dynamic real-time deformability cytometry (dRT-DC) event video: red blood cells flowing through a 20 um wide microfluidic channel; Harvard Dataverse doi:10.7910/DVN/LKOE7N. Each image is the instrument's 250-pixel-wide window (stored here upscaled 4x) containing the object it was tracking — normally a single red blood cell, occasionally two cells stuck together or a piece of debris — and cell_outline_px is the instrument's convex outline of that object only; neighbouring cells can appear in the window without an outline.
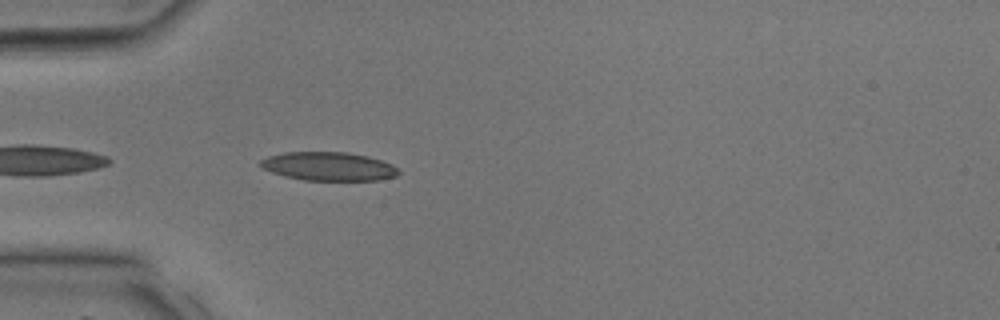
{"species": "common noctule bat (a hibernating species)", "species_latin": "Nyctalus noctula", "temperature_condition": "room temperature", "stored_images_in_passage": 23, "camera_frame_rate_fps": 3000, "um_per_image_px": 0.085, "animal": {"sex": "male", "body_mass_g": 17.9, "forearm_length_mm": 54.2}, "frame": {"image": 1, "passage_image": 1, "time_ms": 0.0, "image_size_px": [1000, 320], "cell_outline_px": [[400, 172], [396, 176], [380, 180], [304, 180], [284, 176], [272, 172], [264, 168], [260, 164], [260, 160], [268, 156], [284, 152], [348, 152], [368, 156], [392, 164]], "centroid_in_image_um": [27.94, 14.14], "position_along_channel_um": 57.1, "area_um2": 22.95}}
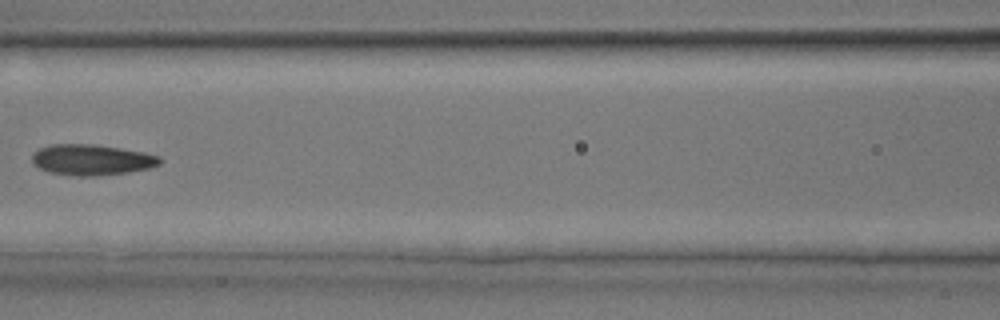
{"frame": {"image": 2, "passage_image": 7, "time_ms": 2.0, "image_size_px": [1000, 320], "cell_outline_px": [[164, 160], [160, 164], [148, 168], [128, 172], [92, 176], [76, 176], [48, 172], [32, 164], [32, 152], [48, 144], [96, 144], [144, 152], [160, 156]], "centroid_in_image_um": [7.77, 13.57], "position_along_channel_um": 158.8, "area_um2": 23.12}}